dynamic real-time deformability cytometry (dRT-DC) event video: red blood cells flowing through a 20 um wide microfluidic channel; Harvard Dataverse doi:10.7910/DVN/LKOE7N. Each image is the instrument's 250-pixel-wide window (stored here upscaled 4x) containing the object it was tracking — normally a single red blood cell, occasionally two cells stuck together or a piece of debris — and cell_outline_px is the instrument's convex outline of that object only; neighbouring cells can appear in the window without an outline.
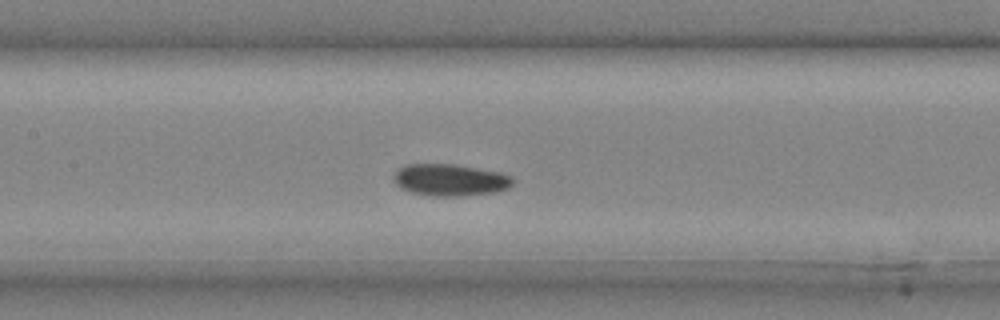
{"species": "common noctule bat (a hibernating species)", "species_latin": "Nyctalus noctula", "temperature_condition": "cold", "stored_images_in_passage": 26, "camera_frame_rate_fps": 3000, "um_per_image_px": 0.085, "animal": {"sex": "male", "body_mass_g": 20.4}, "frame": {"image": 1, "passage_image": 10, "time_ms": 3.0, "image_size_px": [1000, 320], "cell_outline_px": [[516, 180], [508, 188], [496, 192], [456, 196], [432, 196], [412, 192], [396, 184], [392, 176], [404, 164], [456, 164], [500, 172], [512, 176]], "centroid_in_image_um": [38.3, 15.28], "position_along_channel_um": 169.1, "area_um2": 22.14}}
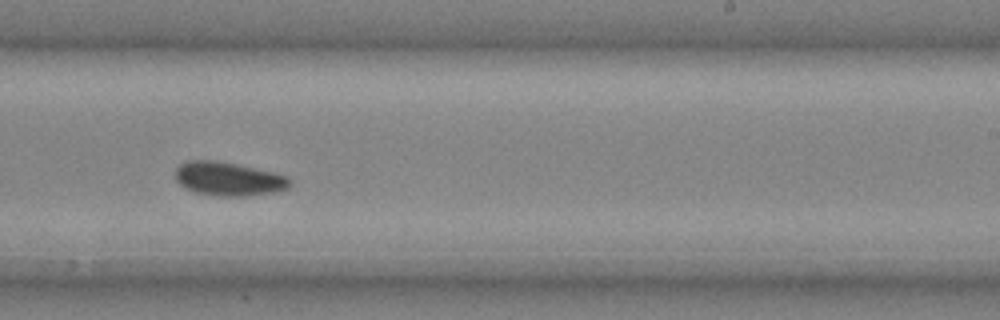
{"frame": {"image": 2, "passage_image": 16, "time_ms": 5.0, "image_size_px": [1000, 320], "cell_outline_px": [[292, 184], [288, 188], [280, 192], [244, 196], [220, 196], [192, 192], [180, 184], [176, 180], [176, 168], [180, 164], [188, 160], [216, 160], [236, 164], [272, 172], [288, 176], [292, 180]], "centroid_in_image_um": [19.45, 15.21], "position_along_channel_um": 269.5, "area_um2": 22.72}}
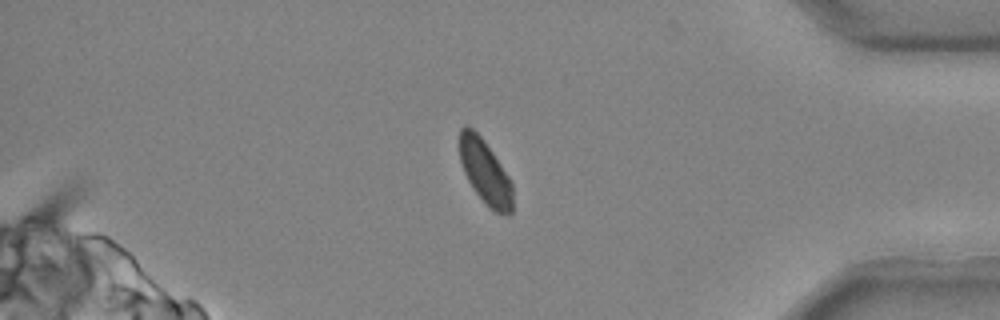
{"frame": {"image": 3, "passage_image": 25, "time_ms": 8.0, "image_size_px": [1000, 320], "cell_outline_px": [[512, 216], [508, 216], [496, 212], [488, 208], [472, 188], [464, 172], [460, 160], [460, 128], [464, 124], [468, 124], [480, 136], [492, 152], [508, 176], [512, 184]], "centroid_in_image_um": [41.23, 14.65], "position_along_channel_um": 394.0, "area_um2": 19.88}}